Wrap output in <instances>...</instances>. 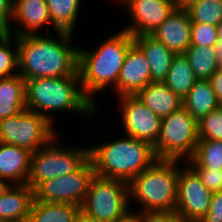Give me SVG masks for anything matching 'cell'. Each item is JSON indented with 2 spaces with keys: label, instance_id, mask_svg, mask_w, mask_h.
<instances>
[{
  "label": "cell",
  "instance_id": "cell-1",
  "mask_svg": "<svg viewBox=\"0 0 222 222\" xmlns=\"http://www.w3.org/2000/svg\"><path fill=\"white\" fill-rule=\"evenodd\" d=\"M52 36L29 34L14 36L18 46V73L25 79L80 76L78 48L70 44L73 34L57 31Z\"/></svg>",
  "mask_w": 222,
  "mask_h": 222
},
{
  "label": "cell",
  "instance_id": "cell-2",
  "mask_svg": "<svg viewBox=\"0 0 222 222\" xmlns=\"http://www.w3.org/2000/svg\"><path fill=\"white\" fill-rule=\"evenodd\" d=\"M133 43V36L122 29L105 39L95 50L78 48L81 88L96 107L93 95L107 86H117L125 55Z\"/></svg>",
  "mask_w": 222,
  "mask_h": 222
},
{
  "label": "cell",
  "instance_id": "cell-3",
  "mask_svg": "<svg viewBox=\"0 0 222 222\" xmlns=\"http://www.w3.org/2000/svg\"><path fill=\"white\" fill-rule=\"evenodd\" d=\"M95 175L129 183L156 159L153 146L131 136L89 147Z\"/></svg>",
  "mask_w": 222,
  "mask_h": 222
},
{
  "label": "cell",
  "instance_id": "cell-4",
  "mask_svg": "<svg viewBox=\"0 0 222 222\" xmlns=\"http://www.w3.org/2000/svg\"><path fill=\"white\" fill-rule=\"evenodd\" d=\"M25 90L27 110L44 116L52 124L53 117L46 114L47 112L45 111L69 110L80 114H88V116L96 112V106L82 91L80 76L44 77L25 80Z\"/></svg>",
  "mask_w": 222,
  "mask_h": 222
},
{
  "label": "cell",
  "instance_id": "cell-5",
  "mask_svg": "<svg viewBox=\"0 0 222 222\" xmlns=\"http://www.w3.org/2000/svg\"><path fill=\"white\" fill-rule=\"evenodd\" d=\"M179 161L156 159L128 183L130 200L141 203L140 211H175Z\"/></svg>",
  "mask_w": 222,
  "mask_h": 222
},
{
  "label": "cell",
  "instance_id": "cell-6",
  "mask_svg": "<svg viewBox=\"0 0 222 222\" xmlns=\"http://www.w3.org/2000/svg\"><path fill=\"white\" fill-rule=\"evenodd\" d=\"M129 203L128 183L95 175L80 211L95 222H116L131 213Z\"/></svg>",
  "mask_w": 222,
  "mask_h": 222
},
{
  "label": "cell",
  "instance_id": "cell-7",
  "mask_svg": "<svg viewBox=\"0 0 222 222\" xmlns=\"http://www.w3.org/2000/svg\"><path fill=\"white\" fill-rule=\"evenodd\" d=\"M198 141L197 121L181 107L162 118L153 149L157 159L182 160L186 157L188 160L194 155Z\"/></svg>",
  "mask_w": 222,
  "mask_h": 222
},
{
  "label": "cell",
  "instance_id": "cell-8",
  "mask_svg": "<svg viewBox=\"0 0 222 222\" xmlns=\"http://www.w3.org/2000/svg\"><path fill=\"white\" fill-rule=\"evenodd\" d=\"M32 153L27 184L34 189L39 183L76 171L88 158L89 148H68L54 143Z\"/></svg>",
  "mask_w": 222,
  "mask_h": 222
},
{
  "label": "cell",
  "instance_id": "cell-9",
  "mask_svg": "<svg viewBox=\"0 0 222 222\" xmlns=\"http://www.w3.org/2000/svg\"><path fill=\"white\" fill-rule=\"evenodd\" d=\"M53 124L30 110L0 120V143L36 152L57 137Z\"/></svg>",
  "mask_w": 222,
  "mask_h": 222
},
{
  "label": "cell",
  "instance_id": "cell-10",
  "mask_svg": "<svg viewBox=\"0 0 222 222\" xmlns=\"http://www.w3.org/2000/svg\"><path fill=\"white\" fill-rule=\"evenodd\" d=\"M94 176V166L88 158L76 171L39 183L33 189V201L72 203L81 207Z\"/></svg>",
  "mask_w": 222,
  "mask_h": 222
},
{
  "label": "cell",
  "instance_id": "cell-11",
  "mask_svg": "<svg viewBox=\"0 0 222 222\" xmlns=\"http://www.w3.org/2000/svg\"><path fill=\"white\" fill-rule=\"evenodd\" d=\"M212 194L189 166L179 168L175 212L184 222H198L209 210Z\"/></svg>",
  "mask_w": 222,
  "mask_h": 222
},
{
  "label": "cell",
  "instance_id": "cell-12",
  "mask_svg": "<svg viewBox=\"0 0 222 222\" xmlns=\"http://www.w3.org/2000/svg\"><path fill=\"white\" fill-rule=\"evenodd\" d=\"M119 99L126 136L144 140L153 146L160 133L162 118L151 111L135 95L119 96Z\"/></svg>",
  "mask_w": 222,
  "mask_h": 222
},
{
  "label": "cell",
  "instance_id": "cell-13",
  "mask_svg": "<svg viewBox=\"0 0 222 222\" xmlns=\"http://www.w3.org/2000/svg\"><path fill=\"white\" fill-rule=\"evenodd\" d=\"M133 23L123 30L132 36L152 34L176 8L174 0H122Z\"/></svg>",
  "mask_w": 222,
  "mask_h": 222
},
{
  "label": "cell",
  "instance_id": "cell-14",
  "mask_svg": "<svg viewBox=\"0 0 222 222\" xmlns=\"http://www.w3.org/2000/svg\"><path fill=\"white\" fill-rule=\"evenodd\" d=\"M148 83H151L150 66L142 50L133 43L125 55L118 76L116 95H136Z\"/></svg>",
  "mask_w": 222,
  "mask_h": 222
},
{
  "label": "cell",
  "instance_id": "cell-15",
  "mask_svg": "<svg viewBox=\"0 0 222 222\" xmlns=\"http://www.w3.org/2000/svg\"><path fill=\"white\" fill-rule=\"evenodd\" d=\"M191 25L186 9L175 8L151 35L175 55L184 54L191 46Z\"/></svg>",
  "mask_w": 222,
  "mask_h": 222
},
{
  "label": "cell",
  "instance_id": "cell-16",
  "mask_svg": "<svg viewBox=\"0 0 222 222\" xmlns=\"http://www.w3.org/2000/svg\"><path fill=\"white\" fill-rule=\"evenodd\" d=\"M11 20L20 23L19 25L23 27L15 28L14 30L6 29V32L13 33L16 37L38 34L37 31L41 27L51 24L46 0H13Z\"/></svg>",
  "mask_w": 222,
  "mask_h": 222
},
{
  "label": "cell",
  "instance_id": "cell-17",
  "mask_svg": "<svg viewBox=\"0 0 222 222\" xmlns=\"http://www.w3.org/2000/svg\"><path fill=\"white\" fill-rule=\"evenodd\" d=\"M32 153L26 148L0 143V178L11 185L27 184Z\"/></svg>",
  "mask_w": 222,
  "mask_h": 222
},
{
  "label": "cell",
  "instance_id": "cell-18",
  "mask_svg": "<svg viewBox=\"0 0 222 222\" xmlns=\"http://www.w3.org/2000/svg\"><path fill=\"white\" fill-rule=\"evenodd\" d=\"M33 200L28 184H12L0 197V222H26Z\"/></svg>",
  "mask_w": 222,
  "mask_h": 222
},
{
  "label": "cell",
  "instance_id": "cell-19",
  "mask_svg": "<svg viewBox=\"0 0 222 222\" xmlns=\"http://www.w3.org/2000/svg\"><path fill=\"white\" fill-rule=\"evenodd\" d=\"M133 41L148 60L151 82H164L175 54L151 34L133 36Z\"/></svg>",
  "mask_w": 222,
  "mask_h": 222
},
{
  "label": "cell",
  "instance_id": "cell-20",
  "mask_svg": "<svg viewBox=\"0 0 222 222\" xmlns=\"http://www.w3.org/2000/svg\"><path fill=\"white\" fill-rule=\"evenodd\" d=\"M157 116L164 118L182 107V99L164 82L148 83L135 95Z\"/></svg>",
  "mask_w": 222,
  "mask_h": 222
},
{
  "label": "cell",
  "instance_id": "cell-21",
  "mask_svg": "<svg viewBox=\"0 0 222 222\" xmlns=\"http://www.w3.org/2000/svg\"><path fill=\"white\" fill-rule=\"evenodd\" d=\"M26 109L25 79L19 73L0 77V120Z\"/></svg>",
  "mask_w": 222,
  "mask_h": 222
},
{
  "label": "cell",
  "instance_id": "cell-22",
  "mask_svg": "<svg viewBox=\"0 0 222 222\" xmlns=\"http://www.w3.org/2000/svg\"><path fill=\"white\" fill-rule=\"evenodd\" d=\"M182 101V107L196 121L220 107L208 80H197Z\"/></svg>",
  "mask_w": 222,
  "mask_h": 222
},
{
  "label": "cell",
  "instance_id": "cell-23",
  "mask_svg": "<svg viewBox=\"0 0 222 222\" xmlns=\"http://www.w3.org/2000/svg\"><path fill=\"white\" fill-rule=\"evenodd\" d=\"M80 212L72 203L33 201L26 222H73Z\"/></svg>",
  "mask_w": 222,
  "mask_h": 222
},
{
  "label": "cell",
  "instance_id": "cell-24",
  "mask_svg": "<svg viewBox=\"0 0 222 222\" xmlns=\"http://www.w3.org/2000/svg\"><path fill=\"white\" fill-rule=\"evenodd\" d=\"M184 55L198 80H209L221 67L217 47L190 46Z\"/></svg>",
  "mask_w": 222,
  "mask_h": 222
},
{
  "label": "cell",
  "instance_id": "cell-25",
  "mask_svg": "<svg viewBox=\"0 0 222 222\" xmlns=\"http://www.w3.org/2000/svg\"><path fill=\"white\" fill-rule=\"evenodd\" d=\"M197 80L186 56L175 55L164 81L167 87L183 100Z\"/></svg>",
  "mask_w": 222,
  "mask_h": 222
},
{
  "label": "cell",
  "instance_id": "cell-26",
  "mask_svg": "<svg viewBox=\"0 0 222 222\" xmlns=\"http://www.w3.org/2000/svg\"><path fill=\"white\" fill-rule=\"evenodd\" d=\"M50 14L51 25L55 31L73 34L79 12L80 0H46Z\"/></svg>",
  "mask_w": 222,
  "mask_h": 222
},
{
  "label": "cell",
  "instance_id": "cell-27",
  "mask_svg": "<svg viewBox=\"0 0 222 222\" xmlns=\"http://www.w3.org/2000/svg\"><path fill=\"white\" fill-rule=\"evenodd\" d=\"M186 161H189L190 168L222 170V141L199 140L194 155Z\"/></svg>",
  "mask_w": 222,
  "mask_h": 222
},
{
  "label": "cell",
  "instance_id": "cell-28",
  "mask_svg": "<svg viewBox=\"0 0 222 222\" xmlns=\"http://www.w3.org/2000/svg\"><path fill=\"white\" fill-rule=\"evenodd\" d=\"M186 11L192 23L217 26L222 20V0H199Z\"/></svg>",
  "mask_w": 222,
  "mask_h": 222
},
{
  "label": "cell",
  "instance_id": "cell-29",
  "mask_svg": "<svg viewBox=\"0 0 222 222\" xmlns=\"http://www.w3.org/2000/svg\"><path fill=\"white\" fill-rule=\"evenodd\" d=\"M12 35L0 28V77L18 74V46L16 49L12 48ZM14 71L15 73H12Z\"/></svg>",
  "mask_w": 222,
  "mask_h": 222
},
{
  "label": "cell",
  "instance_id": "cell-30",
  "mask_svg": "<svg viewBox=\"0 0 222 222\" xmlns=\"http://www.w3.org/2000/svg\"><path fill=\"white\" fill-rule=\"evenodd\" d=\"M197 124L199 140L222 141V106L202 117Z\"/></svg>",
  "mask_w": 222,
  "mask_h": 222
},
{
  "label": "cell",
  "instance_id": "cell-31",
  "mask_svg": "<svg viewBox=\"0 0 222 222\" xmlns=\"http://www.w3.org/2000/svg\"><path fill=\"white\" fill-rule=\"evenodd\" d=\"M218 40L217 26L204 23H192L191 46L217 47Z\"/></svg>",
  "mask_w": 222,
  "mask_h": 222
},
{
  "label": "cell",
  "instance_id": "cell-32",
  "mask_svg": "<svg viewBox=\"0 0 222 222\" xmlns=\"http://www.w3.org/2000/svg\"><path fill=\"white\" fill-rule=\"evenodd\" d=\"M200 178L201 183L212 193L222 191V170L191 168Z\"/></svg>",
  "mask_w": 222,
  "mask_h": 222
},
{
  "label": "cell",
  "instance_id": "cell-33",
  "mask_svg": "<svg viewBox=\"0 0 222 222\" xmlns=\"http://www.w3.org/2000/svg\"><path fill=\"white\" fill-rule=\"evenodd\" d=\"M138 222H184L175 211H136Z\"/></svg>",
  "mask_w": 222,
  "mask_h": 222
},
{
  "label": "cell",
  "instance_id": "cell-34",
  "mask_svg": "<svg viewBox=\"0 0 222 222\" xmlns=\"http://www.w3.org/2000/svg\"><path fill=\"white\" fill-rule=\"evenodd\" d=\"M198 222H222V191L212 194L209 210Z\"/></svg>",
  "mask_w": 222,
  "mask_h": 222
},
{
  "label": "cell",
  "instance_id": "cell-35",
  "mask_svg": "<svg viewBox=\"0 0 222 222\" xmlns=\"http://www.w3.org/2000/svg\"><path fill=\"white\" fill-rule=\"evenodd\" d=\"M13 15V0H0V28L4 31L12 29L10 20Z\"/></svg>",
  "mask_w": 222,
  "mask_h": 222
},
{
  "label": "cell",
  "instance_id": "cell-36",
  "mask_svg": "<svg viewBox=\"0 0 222 222\" xmlns=\"http://www.w3.org/2000/svg\"><path fill=\"white\" fill-rule=\"evenodd\" d=\"M208 81L216 94L219 105L222 106V68L220 67L213 73Z\"/></svg>",
  "mask_w": 222,
  "mask_h": 222
},
{
  "label": "cell",
  "instance_id": "cell-37",
  "mask_svg": "<svg viewBox=\"0 0 222 222\" xmlns=\"http://www.w3.org/2000/svg\"><path fill=\"white\" fill-rule=\"evenodd\" d=\"M175 6L178 9H187L192 4L198 2L199 0H174Z\"/></svg>",
  "mask_w": 222,
  "mask_h": 222
},
{
  "label": "cell",
  "instance_id": "cell-38",
  "mask_svg": "<svg viewBox=\"0 0 222 222\" xmlns=\"http://www.w3.org/2000/svg\"><path fill=\"white\" fill-rule=\"evenodd\" d=\"M10 183L0 178V197L9 189Z\"/></svg>",
  "mask_w": 222,
  "mask_h": 222
},
{
  "label": "cell",
  "instance_id": "cell-39",
  "mask_svg": "<svg viewBox=\"0 0 222 222\" xmlns=\"http://www.w3.org/2000/svg\"><path fill=\"white\" fill-rule=\"evenodd\" d=\"M116 222H138L135 212H131L128 216Z\"/></svg>",
  "mask_w": 222,
  "mask_h": 222
},
{
  "label": "cell",
  "instance_id": "cell-40",
  "mask_svg": "<svg viewBox=\"0 0 222 222\" xmlns=\"http://www.w3.org/2000/svg\"><path fill=\"white\" fill-rule=\"evenodd\" d=\"M73 222H95L93 219L83 215L81 212L78 214V216L74 219Z\"/></svg>",
  "mask_w": 222,
  "mask_h": 222
},
{
  "label": "cell",
  "instance_id": "cell-41",
  "mask_svg": "<svg viewBox=\"0 0 222 222\" xmlns=\"http://www.w3.org/2000/svg\"><path fill=\"white\" fill-rule=\"evenodd\" d=\"M217 31H218V38H219L217 48H218L219 50H221V49H222V20H221V22L217 25Z\"/></svg>",
  "mask_w": 222,
  "mask_h": 222
},
{
  "label": "cell",
  "instance_id": "cell-42",
  "mask_svg": "<svg viewBox=\"0 0 222 222\" xmlns=\"http://www.w3.org/2000/svg\"><path fill=\"white\" fill-rule=\"evenodd\" d=\"M219 57H220V66L222 68V49L219 50Z\"/></svg>",
  "mask_w": 222,
  "mask_h": 222
}]
</instances>
